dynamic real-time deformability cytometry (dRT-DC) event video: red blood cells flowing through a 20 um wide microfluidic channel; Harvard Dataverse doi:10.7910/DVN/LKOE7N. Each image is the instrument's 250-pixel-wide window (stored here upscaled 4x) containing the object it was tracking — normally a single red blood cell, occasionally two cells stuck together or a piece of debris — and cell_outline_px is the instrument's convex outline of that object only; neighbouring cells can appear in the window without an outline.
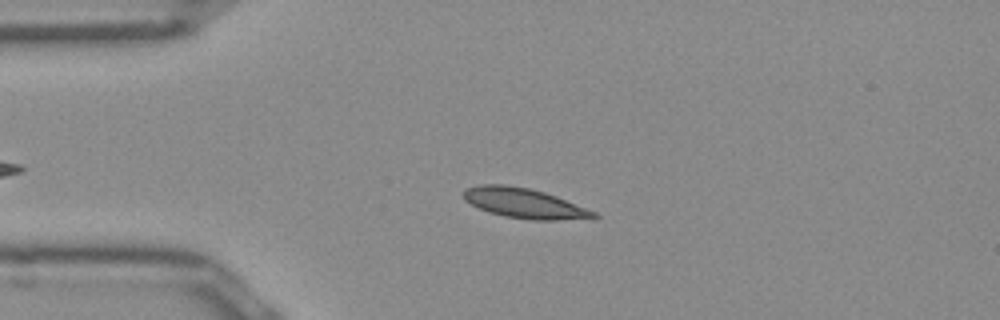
{"species": "Egyptian fruit bat (a non-hibernating species)", "species_latin": "Rousettus aegyptiacus", "temperature_condition": "room temperature", "stored_images_in_passage": 46, "camera_frame_rate_fps": 3000, "um_per_image_px": 0.085, "frame": {"image": 1, "passage_image": 11, "time_ms": 3.333, "image_size_px": [1000, 320], "cell_outline_px": [[600, 216], [596, 220], [532, 220], [504, 216], [488, 212], [464, 200], [464, 192], [468, 188], [484, 184], [504, 184], [528, 188], [544, 192], [556, 196], [596, 212]], "centroid_in_image_um": [44.67, 17.3], "position_along_channel_um": 40.3, "area_um2": 22.83}}
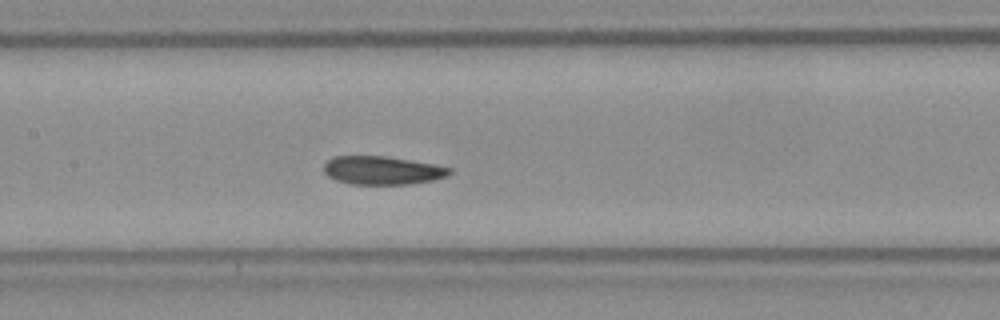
{"frame": {"image": 2, "passage_image": 23, "time_ms": 7.333, "image_size_px": [1000, 320], "cell_outline_px": [[452, 172], [448, 176], [432, 180], [408, 184], [352, 184], [336, 180], [328, 176], [324, 172], [324, 164], [328, 160], [336, 156], [384, 156], [432, 164], [452, 168]], "centroid_in_image_um": [32.49, 14.48], "position_along_channel_um": 174.9, "area_um2": 20.58}}
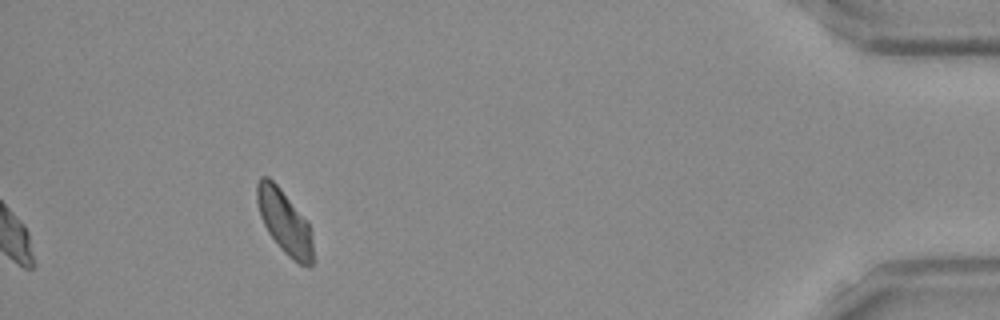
{"frame": {"image": 3, "passage_image": 46, "time_ms": 15.0, "image_size_px": [1000, 320], "cell_outline_px": [[312, 264], [300, 264], [292, 260], [280, 248], [268, 232], [260, 216], [256, 200], [256, 184], [260, 176], [268, 176], [280, 188], [308, 224], [312, 244]], "centroid_in_image_um": [24.12, 18.83], "position_along_channel_um": 411.1, "area_um2": 20.23}, "authors_computed_cell_mechanics": {"area_um2": 21.1259, "velocity_mm_per_s": 3.9257, "shape_relaxation_time_tau1_ms": null, "shape_relaxation_time_tau2_ms": 3.6381, "deformation_change_tau1": null, "deformation_change_tau2": 0.0626}}